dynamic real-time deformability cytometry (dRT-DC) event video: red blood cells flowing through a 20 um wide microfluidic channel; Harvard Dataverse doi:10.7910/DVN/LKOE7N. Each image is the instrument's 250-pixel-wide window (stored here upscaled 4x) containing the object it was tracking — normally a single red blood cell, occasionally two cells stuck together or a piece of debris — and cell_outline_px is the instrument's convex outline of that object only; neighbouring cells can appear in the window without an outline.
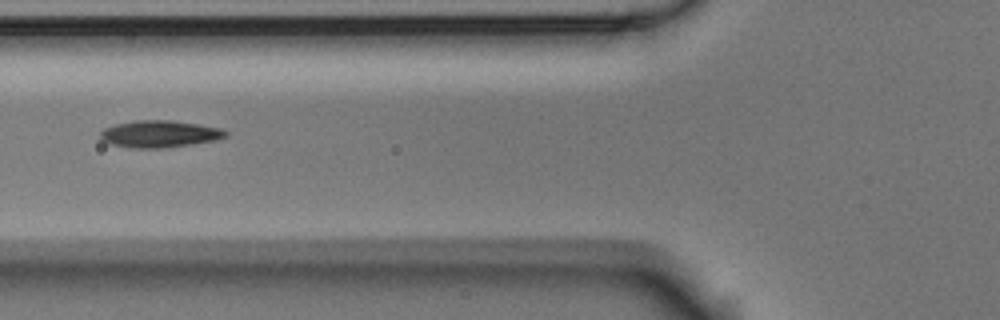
{"species": "Egyptian fruit bat (a non-hibernating species)", "species_latin": "Rousettus aegyptiacus", "temperature_condition": "room temperature", "stored_images_in_passage": 2, "camera_frame_rate_fps": 3000, "um_per_image_px": 0.085, "animal": {"sex": "male"}, "frame": {"image": 1, "passage_image": 2, "time_ms": 0.333, "image_size_px": [1000, 320], "cell_outline_px": [[228, 136], [216, 140], [192, 144], [164, 148], [132, 148], [112, 144], [100, 140], [100, 132], [104, 128], [116, 124], [132, 120], [172, 120], [200, 124], [220, 128], [228, 132]], "centroid_in_image_um": [13.56, 11.38], "position_along_channel_um": 112.2, "area_um2": 19.88}}